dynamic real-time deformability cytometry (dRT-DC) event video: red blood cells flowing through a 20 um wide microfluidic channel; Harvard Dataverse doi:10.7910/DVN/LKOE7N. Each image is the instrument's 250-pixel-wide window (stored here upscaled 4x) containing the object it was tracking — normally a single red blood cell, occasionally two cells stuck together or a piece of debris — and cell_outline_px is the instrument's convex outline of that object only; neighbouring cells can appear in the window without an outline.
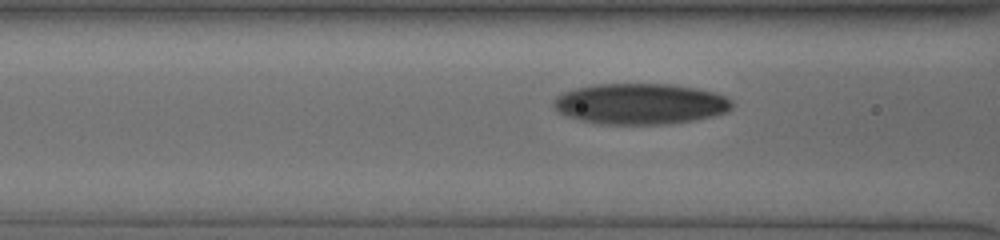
{"species": "human", "species_latin": "Homo sapiens", "temperature_condition": "cold", "stored_images_in_passage": 21, "camera_frame_rate_fps": 3000, "um_per_image_px": 0.085, "donor": {"sex": "male"}, "frame": {"image": 1, "passage_image": 18, "time_ms": 5.667, "image_size_px": [1000, 240], "cell_outline_px": [[732, 108], [728, 112], [696, 120], [668, 124], [600, 124], [580, 120], [556, 112], [552, 104], [552, 100], [556, 96], [564, 92], [576, 88], [596, 84], [672, 84], [696, 88], [712, 92], [724, 96], [732, 100]], "centroid_in_image_um": [54.4, 8.83], "position_along_channel_um": 112.2, "area_um2": 42.71}}